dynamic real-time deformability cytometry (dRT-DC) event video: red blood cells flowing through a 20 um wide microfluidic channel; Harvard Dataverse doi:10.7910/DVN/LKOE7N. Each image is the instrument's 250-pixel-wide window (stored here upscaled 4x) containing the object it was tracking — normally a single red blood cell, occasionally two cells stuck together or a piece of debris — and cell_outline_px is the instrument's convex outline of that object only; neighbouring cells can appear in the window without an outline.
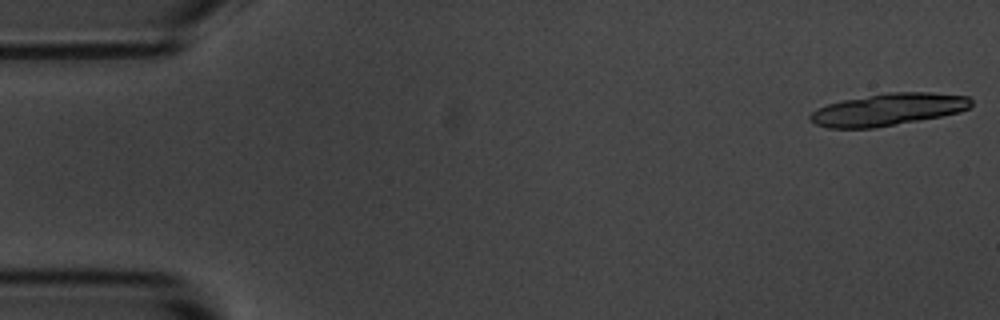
{"species": "common noctule bat (a hibernating species)", "species_latin": "Nyctalus noctula", "temperature_condition": "room temperature", "stored_images_in_passage": 6, "camera_frame_rate_fps": 3000, "um_per_image_px": 0.085, "animal": {"sex": "male", "body_mass_g": 20.1, "forearm_length_mm": 53.5}, "frame": {"image": 1, "passage_image": 1, "time_ms": 0.0, "image_size_px": [1000, 320], "cell_outline_px": [[972, 104], [968, 108], [960, 112], [940, 116], [876, 128], [828, 128], [816, 124], [808, 120], [808, 116], [816, 108], [828, 104], [844, 100], [888, 92], [928, 92], [968, 96], [972, 100]], "centroid_in_image_um": [75.46, 9.31], "position_along_channel_um": 9.5, "area_um2": 30.11}}